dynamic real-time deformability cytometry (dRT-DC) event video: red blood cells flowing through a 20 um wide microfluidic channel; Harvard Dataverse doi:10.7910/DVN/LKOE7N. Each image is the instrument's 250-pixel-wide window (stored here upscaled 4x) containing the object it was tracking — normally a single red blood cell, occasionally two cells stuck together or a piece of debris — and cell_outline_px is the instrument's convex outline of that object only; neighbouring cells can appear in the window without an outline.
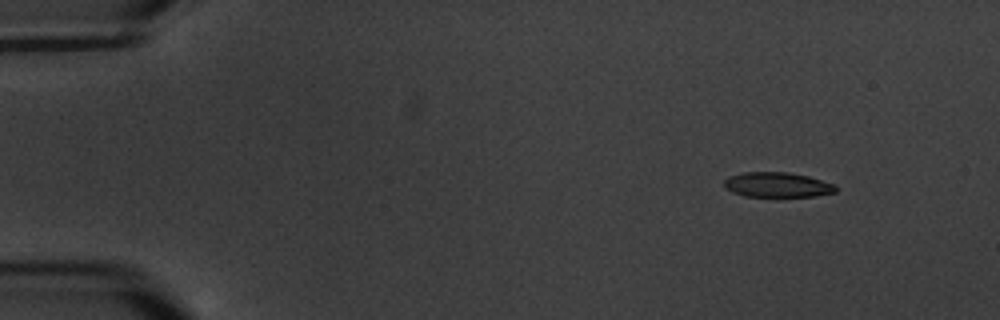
{"species": "common noctule bat (a hibernating species)", "species_latin": "Nyctalus noctula", "temperature_condition": "warm", "stored_images_in_passage": 16, "camera_frame_rate_fps": 3000, "um_per_image_px": 0.085, "animal": {"sex": "male", "body_mass_g": 20.1, "forearm_length_mm": 53.5}, "frame": {"image": 1, "passage_image": 1, "time_ms": 0.0, "image_size_px": [1000, 320], "cell_outline_px": [[836, 192], [816, 196], [744, 196], [732, 192], [724, 188], [724, 180], [728, 176], [740, 172], [788, 172], [808, 176], [832, 184], [836, 188]], "centroid_in_image_um": [66.0, 15.7], "position_along_channel_um": 19.0, "area_um2": 16.18}}
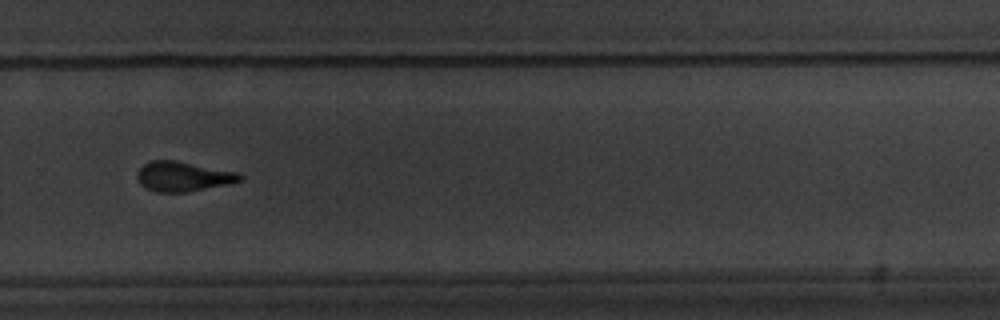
{"frame": {"image": 2, "passage_image": 11, "time_ms": 11.667, "image_size_px": [1000, 320], "cell_outline_px": [[244, 176], [240, 180], [228, 184], [184, 192], [156, 192], [140, 184], [136, 176], [136, 172], [144, 164], [152, 160], [176, 160], [236, 172]], "centroid_in_image_um": [15.52, 14.99], "position_along_channel_um": 314.3, "area_um2": 17.63}}
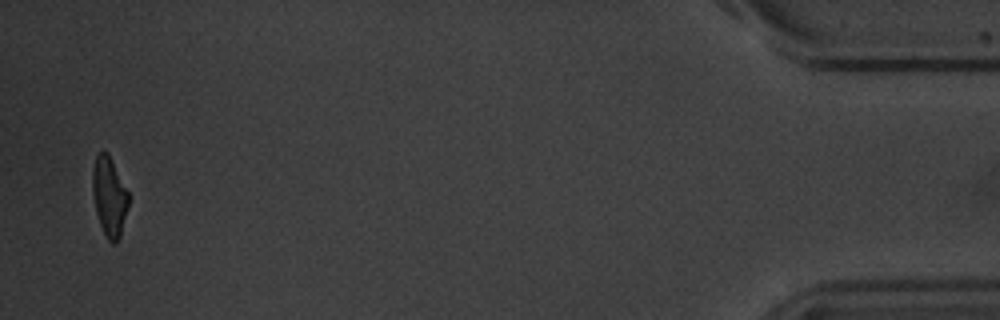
{"frame": {"image": 3, "passage_image": 16, "time_ms": 17.333, "image_size_px": [1000, 320], "cell_outline_px": [[128, 204], [120, 240], [116, 244], [112, 244], [108, 240], [100, 224], [96, 212], [92, 192], [92, 168], [96, 156], [100, 152], [108, 152], [128, 192]], "centroid_in_image_um": [9.28, 16.73], "position_along_channel_um": 425.9, "area_um2": 16.65}, "authors_computed_cell_mechanics": {"area_um2": 17.7157, "velocity_mm_per_s": 3.3938, "shape_relaxation_time_tau1_ms": 2.3007, "shape_relaxation_time_tau2_ms": 0.98, "deformation_change_tau1": 0.1066, "deformation_change_tau2": 0.0634}}